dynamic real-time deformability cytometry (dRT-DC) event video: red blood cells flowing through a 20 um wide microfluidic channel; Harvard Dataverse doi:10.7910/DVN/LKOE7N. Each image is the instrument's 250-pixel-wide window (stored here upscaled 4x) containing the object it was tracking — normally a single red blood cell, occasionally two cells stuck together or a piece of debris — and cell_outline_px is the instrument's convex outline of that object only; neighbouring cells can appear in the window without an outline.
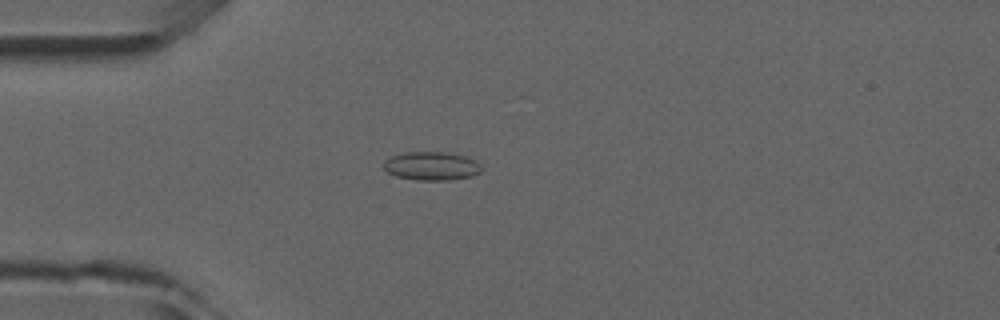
{"species": "common noctule bat (a hibernating species)", "species_latin": "Nyctalus noctula", "temperature_condition": "room temperature", "stored_images_in_passage": 5, "camera_frame_rate_fps": 3000, "um_per_image_px": 0.085, "animal": {"sex": "male", "forearm_length_mm": 52.5}, "frame": {"image": 1, "passage_image": 4, "time_ms": 4.333, "image_size_px": [1000, 320], "cell_outline_px": [[480, 172], [472, 176], [448, 180], [416, 180], [396, 176], [388, 172], [384, 168], [384, 160], [388, 156], [404, 152], [444, 152], [468, 156], [476, 160], [480, 164]], "centroid_in_image_um": [36.66, 14.1], "position_along_channel_um": 48.3, "area_um2": 16.42}}